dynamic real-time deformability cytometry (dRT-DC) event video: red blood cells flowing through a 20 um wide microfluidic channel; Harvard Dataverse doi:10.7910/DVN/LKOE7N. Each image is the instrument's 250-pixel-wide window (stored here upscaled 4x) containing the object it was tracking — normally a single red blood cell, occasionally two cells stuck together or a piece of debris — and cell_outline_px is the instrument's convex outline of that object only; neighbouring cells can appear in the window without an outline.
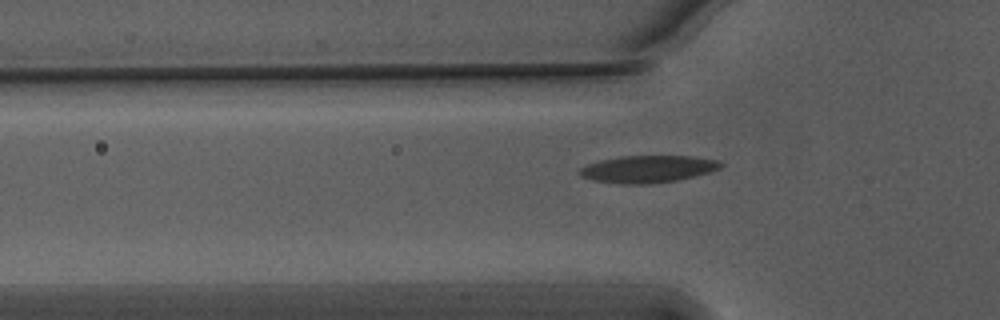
{"species": "Egyptian fruit bat (a non-hibernating species)", "species_latin": "Rousettus aegyptiacus", "temperature_condition": "warm", "stored_images_in_passage": 35, "camera_frame_rate_fps": 3000, "um_per_image_px": 0.085, "animal": {"sex": "male"}, "frame": {"image": 1, "passage_image": 5, "time_ms": 1.333, "image_size_px": [1000, 320], "cell_outline_px": [[724, 164], [720, 168], [708, 172], [676, 180], [648, 184], [620, 184], [592, 180], [580, 176], [576, 172], [580, 168], [588, 164], [600, 160], [620, 156], [692, 156], [716, 160]], "centroid_in_image_um": [55.0, 14.37], "position_along_channel_um": 70.8, "area_um2": 22.25}}
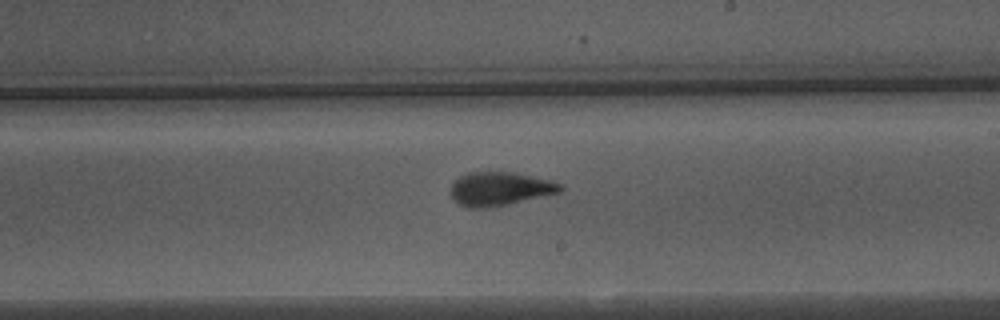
{"frame": {"image": 2, "passage_image": 19, "time_ms": 6.0, "image_size_px": [1000, 320], "cell_outline_px": [[564, 188], [560, 192], [504, 204], [480, 208], [468, 208], [460, 204], [452, 196], [452, 184], [460, 176], [468, 172], [516, 172], [552, 180], [560, 184]], "centroid_in_image_um": [42.5, 16.02], "position_along_channel_um": 246.5, "area_um2": 21.04}}
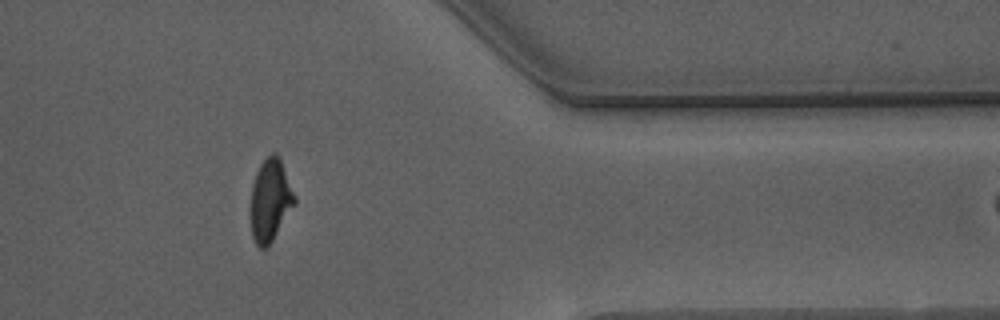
{"frame": {"image": 3, "passage_image": 32, "time_ms": 10.333, "image_size_px": [1000, 320], "cell_outline_px": [[296, 204], [268, 248], [260, 248], [256, 244], [252, 236], [248, 216], [248, 208], [252, 184], [256, 172], [260, 164], [272, 152], [276, 152], [280, 160], [296, 196]], "centroid_in_image_um": [22.93, 17.08], "position_along_channel_um": 388.5, "area_um2": 21.79}, "authors_computed_cell_mechanics": {"area_um2": 21.386, "velocity_mm_per_s": 3.7573, "shape_relaxation_time_tau1_ms": 4.8786, "shape_relaxation_time_tau2_ms": 1.615, "deformation_change_tau1": 0.1918, "deformation_change_tau2": 0.0819}}